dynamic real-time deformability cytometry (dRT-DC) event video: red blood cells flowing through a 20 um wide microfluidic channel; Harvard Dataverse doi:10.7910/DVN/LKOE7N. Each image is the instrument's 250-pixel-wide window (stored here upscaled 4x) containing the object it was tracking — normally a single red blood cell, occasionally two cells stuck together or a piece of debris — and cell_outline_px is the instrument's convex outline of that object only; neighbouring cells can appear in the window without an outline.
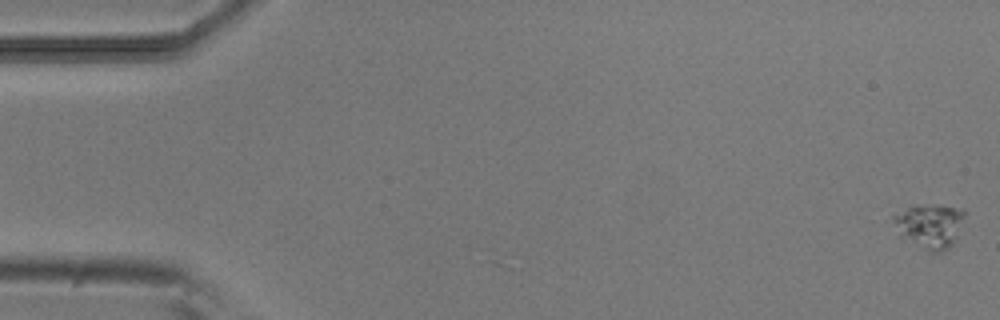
{"species": "common noctule bat (a hibernating species)", "species_latin": "Nyctalus noctula", "temperature_condition": "room temperature", "stored_images_in_passage": 4, "camera_frame_rate_fps": 3000, "um_per_image_px": 0.085, "animal": {"sex": "male", "body_mass_g": 20.5, "forearm_length_mm": 52.5}, "frame": {"image": 1, "passage_image": 4, "time_ms": 1.0, "image_size_px": [1000, 320], "cell_outline_px": [[968, 212], [956, 240], [948, 248], [940, 252], [928, 252], [900, 236], [892, 220], [892, 212], [912, 204], [936, 204], [964, 208]], "centroid_in_image_um": [79.03, 19.14], "position_along_channel_um": 6.0, "area_um2": 19.36}}